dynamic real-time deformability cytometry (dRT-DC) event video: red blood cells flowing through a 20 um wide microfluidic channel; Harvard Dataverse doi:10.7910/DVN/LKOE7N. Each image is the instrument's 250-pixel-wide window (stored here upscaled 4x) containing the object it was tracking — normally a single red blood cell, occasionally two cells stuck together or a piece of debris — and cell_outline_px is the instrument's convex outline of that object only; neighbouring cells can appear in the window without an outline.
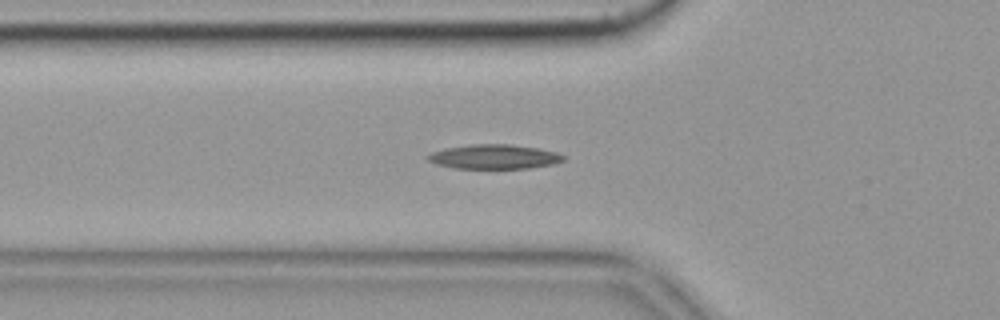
{"species": "common noctule bat (a hibernating species)", "species_latin": "Nyctalus noctula", "temperature_condition": "cold", "stored_images_in_passage": 44, "camera_frame_rate_fps": 3000, "um_per_image_px": 0.085, "animal": {"sex": "female", "body_mass_g": 19.9}, "frame": {"image": 1, "passage_image": 7, "time_ms": 2.0, "image_size_px": [1000, 320], "cell_outline_px": [[564, 160], [552, 164], [528, 168], [452, 168], [436, 164], [428, 160], [424, 156], [432, 152], [444, 148], [472, 144], [512, 144], [536, 148], [556, 152], [564, 156]], "centroid_in_image_um": [41.95, 13.32], "position_along_channel_um": 83.9, "area_um2": 19.25}, "authors_computed_cell_mechanics": {"area_um2": 18.4382, "velocity_mm_per_s": 3.5256, "shape_relaxation_time_tau1_ms": 7.5571, "shape_relaxation_time_tau2_ms": 9.7102, "deformation_change_tau1": 0.1879, "deformation_change_tau2": 0.1671}}